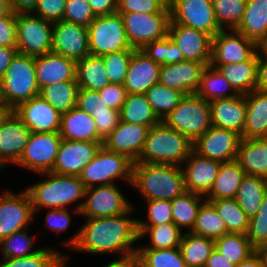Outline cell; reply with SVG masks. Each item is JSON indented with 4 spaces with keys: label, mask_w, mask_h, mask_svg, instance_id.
Returning a JSON list of instances; mask_svg holds the SVG:
<instances>
[{
    "label": "cell",
    "mask_w": 267,
    "mask_h": 267,
    "mask_svg": "<svg viewBox=\"0 0 267 267\" xmlns=\"http://www.w3.org/2000/svg\"><path fill=\"white\" fill-rule=\"evenodd\" d=\"M230 83L238 94H248L256 89L258 75L257 53L249 60L239 63L211 65Z\"/></svg>",
    "instance_id": "f546056e"
},
{
    "label": "cell",
    "mask_w": 267,
    "mask_h": 267,
    "mask_svg": "<svg viewBox=\"0 0 267 267\" xmlns=\"http://www.w3.org/2000/svg\"><path fill=\"white\" fill-rule=\"evenodd\" d=\"M170 13L167 0H118L117 13Z\"/></svg>",
    "instance_id": "11a10c76"
},
{
    "label": "cell",
    "mask_w": 267,
    "mask_h": 267,
    "mask_svg": "<svg viewBox=\"0 0 267 267\" xmlns=\"http://www.w3.org/2000/svg\"><path fill=\"white\" fill-rule=\"evenodd\" d=\"M179 248L187 267H204L215 244L213 239L184 231Z\"/></svg>",
    "instance_id": "8d00e7d4"
},
{
    "label": "cell",
    "mask_w": 267,
    "mask_h": 267,
    "mask_svg": "<svg viewBox=\"0 0 267 267\" xmlns=\"http://www.w3.org/2000/svg\"><path fill=\"white\" fill-rule=\"evenodd\" d=\"M212 126L232 130L242 136L246 119L245 95L209 102Z\"/></svg>",
    "instance_id": "484cf974"
},
{
    "label": "cell",
    "mask_w": 267,
    "mask_h": 267,
    "mask_svg": "<svg viewBox=\"0 0 267 267\" xmlns=\"http://www.w3.org/2000/svg\"><path fill=\"white\" fill-rule=\"evenodd\" d=\"M141 51L159 65L175 64L185 61L181 50L168 36L164 39L150 42Z\"/></svg>",
    "instance_id": "f907efd6"
},
{
    "label": "cell",
    "mask_w": 267,
    "mask_h": 267,
    "mask_svg": "<svg viewBox=\"0 0 267 267\" xmlns=\"http://www.w3.org/2000/svg\"><path fill=\"white\" fill-rule=\"evenodd\" d=\"M139 240L149 236L150 243L137 249H170L180 247L183 231L173 222L152 226H137ZM147 235V236H146Z\"/></svg>",
    "instance_id": "e575fe53"
},
{
    "label": "cell",
    "mask_w": 267,
    "mask_h": 267,
    "mask_svg": "<svg viewBox=\"0 0 267 267\" xmlns=\"http://www.w3.org/2000/svg\"><path fill=\"white\" fill-rule=\"evenodd\" d=\"M53 247H41L36 254L21 258L1 259L0 267H67L69 254Z\"/></svg>",
    "instance_id": "60d3db41"
},
{
    "label": "cell",
    "mask_w": 267,
    "mask_h": 267,
    "mask_svg": "<svg viewBox=\"0 0 267 267\" xmlns=\"http://www.w3.org/2000/svg\"><path fill=\"white\" fill-rule=\"evenodd\" d=\"M220 165V161L202 157L192 151L181 164L186 191L205 197L213 186Z\"/></svg>",
    "instance_id": "603a6c76"
},
{
    "label": "cell",
    "mask_w": 267,
    "mask_h": 267,
    "mask_svg": "<svg viewBox=\"0 0 267 267\" xmlns=\"http://www.w3.org/2000/svg\"><path fill=\"white\" fill-rule=\"evenodd\" d=\"M170 20L197 29L212 38L222 29L216 19L212 0H170Z\"/></svg>",
    "instance_id": "4fadbf2b"
},
{
    "label": "cell",
    "mask_w": 267,
    "mask_h": 267,
    "mask_svg": "<svg viewBox=\"0 0 267 267\" xmlns=\"http://www.w3.org/2000/svg\"><path fill=\"white\" fill-rule=\"evenodd\" d=\"M256 89L267 91V55H258V75Z\"/></svg>",
    "instance_id": "003e7915"
},
{
    "label": "cell",
    "mask_w": 267,
    "mask_h": 267,
    "mask_svg": "<svg viewBox=\"0 0 267 267\" xmlns=\"http://www.w3.org/2000/svg\"><path fill=\"white\" fill-rule=\"evenodd\" d=\"M98 92L108 107L117 111L121 110L127 96V91L123 85L113 83Z\"/></svg>",
    "instance_id": "94428289"
},
{
    "label": "cell",
    "mask_w": 267,
    "mask_h": 267,
    "mask_svg": "<svg viewBox=\"0 0 267 267\" xmlns=\"http://www.w3.org/2000/svg\"><path fill=\"white\" fill-rule=\"evenodd\" d=\"M134 51H118L102 55L110 83L123 85Z\"/></svg>",
    "instance_id": "816d5d0a"
},
{
    "label": "cell",
    "mask_w": 267,
    "mask_h": 267,
    "mask_svg": "<svg viewBox=\"0 0 267 267\" xmlns=\"http://www.w3.org/2000/svg\"><path fill=\"white\" fill-rule=\"evenodd\" d=\"M236 161L246 175L267 178V137L242 139Z\"/></svg>",
    "instance_id": "4dcf8cb0"
},
{
    "label": "cell",
    "mask_w": 267,
    "mask_h": 267,
    "mask_svg": "<svg viewBox=\"0 0 267 267\" xmlns=\"http://www.w3.org/2000/svg\"><path fill=\"white\" fill-rule=\"evenodd\" d=\"M132 187L143 200H173L186 192L181 166L133 162Z\"/></svg>",
    "instance_id": "3957f363"
},
{
    "label": "cell",
    "mask_w": 267,
    "mask_h": 267,
    "mask_svg": "<svg viewBox=\"0 0 267 267\" xmlns=\"http://www.w3.org/2000/svg\"><path fill=\"white\" fill-rule=\"evenodd\" d=\"M76 107L88 114L92 112L109 111L111 109L101 98L98 91L86 89H79Z\"/></svg>",
    "instance_id": "91938a15"
},
{
    "label": "cell",
    "mask_w": 267,
    "mask_h": 267,
    "mask_svg": "<svg viewBox=\"0 0 267 267\" xmlns=\"http://www.w3.org/2000/svg\"><path fill=\"white\" fill-rule=\"evenodd\" d=\"M241 140V135L235 131L211 126L193 142V151L221 163L230 162L236 160Z\"/></svg>",
    "instance_id": "2e32d148"
},
{
    "label": "cell",
    "mask_w": 267,
    "mask_h": 267,
    "mask_svg": "<svg viewBox=\"0 0 267 267\" xmlns=\"http://www.w3.org/2000/svg\"><path fill=\"white\" fill-rule=\"evenodd\" d=\"M16 13L0 17V46L16 48Z\"/></svg>",
    "instance_id": "6125c7cd"
},
{
    "label": "cell",
    "mask_w": 267,
    "mask_h": 267,
    "mask_svg": "<svg viewBox=\"0 0 267 267\" xmlns=\"http://www.w3.org/2000/svg\"><path fill=\"white\" fill-rule=\"evenodd\" d=\"M95 18L87 0H66L63 21L88 27Z\"/></svg>",
    "instance_id": "9f6ffc18"
},
{
    "label": "cell",
    "mask_w": 267,
    "mask_h": 267,
    "mask_svg": "<svg viewBox=\"0 0 267 267\" xmlns=\"http://www.w3.org/2000/svg\"><path fill=\"white\" fill-rule=\"evenodd\" d=\"M61 140L57 132H31L24 152L15 165L36 174L51 172Z\"/></svg>",
    "instance_id": "8fae6325"
},
{
    "label": "cell",
    "mask_w": 267,
    "mask_h": 267,
    "mask_svg": "<svg viewBox=\"0 0 267 267\" xmlns=\"http://www.w3.org/2000/svg\"><path fill=\"white\" fill-rule=\"evenodd\" d=\"M31 131L12 112L0 118V164L14 166L22 156Z\"/></svg>",
    "instance_id": "ac0fdd59"
},
{
    "label": "cell",
    "mask_w": 267,
    "mask_h": 267,
    "mask_svg": "<svg viewBox=\"0 0 267 267\" xmlns=\"http://www.w3.org/2000/svg\"><path fill=\"white\" fill-rule=\"evenodd\" d=\"M38 0H10L14 13H30L37 6Z\"/></svg>",
    "instance_id": "89a4df30"
},
{
    "label": "cell",
    "mask_w": 267,
    "mask_h": 267,
    "mask_svg": "<svg viewBox=\"0 0 267 267\" xmlns=\"http://www.w3.org/2000/svg\"><path fill=\"white\" fill-rule=\"evenodd\" d=\"M98 135L104 140L119 124L120 111L110 109L109 111L92 112Z\"/></svg>",
    "instance_id": "680465c9"
},
{
    "label": "cell",
    "mask_w": 267,
    "mask_h": 267,
    "mask_svg": "<svg viewBox=\"0 0 267 267\" xmlns=\"http://www.w3.org/2000/svg\"><path fill=\"white\" fill-rule=\"evenodd\" d=\"M76 81L80 89L99 91L110 84L101 56L89 54L76 62Z\"/></svg>",
    "instance_id": "d6a6232c"
},
{
    "label": "cell",
    "mask_w": 267,
    "mask_h": 267,
    "mask_svg": "<svg viewBox=\"0 0 267 267\" xmlns=\"http://www.w3.org/2000/svg\"><path fill=\"white\" fill-rule=\"evenodd\" d=\"M59 134L63 140L103 142L98 135L94 118L78 107L61 114Z\"/></svg>",
    "instance_id": "83f0119b"
},
{
    "label": "cell",
    "mask_w": 267,
    "mask_h": 267,
    "mask_svg": "<svg viewBox=\"0 0 267 267\" xmlns=\"http://www.w3.org/2000/svg\"><path fill=\"white\" fill-rule=\"evenodd\" d=\"M245 176L246 173L236 160L221 163L213 186L205 196V199L235 198Z\"/></svg>",
    "instance_id": "1f68e13d"
},
{
    "label": "cell",
    "mask_w": 267,
    "mask_h": 267,
    "mask_svg": "<svg viewBox=\"0 0 267 267\" xmlns=\"http://www.w3.org/2000/svg\"><path fill=\"white\" fill-rule=\"evenodd\" d=\"M40 175L44 177L43 180L25 189L31 200L34 214L39 212V208L65 209L72 203L78 202L73 213L76 212L79 215L86 193V187L79 176L59 175L53 172Z\"/></svg>",
    "instance_id": "7a4b0ae2"
},
{
    "label": "cell",
    "mask_w": 267,
    "mask_h": 267,
    "mask_svg": "<svg viewBox=\"0 0 267 267\" xmlns=\"http://www.w3.org/2000/svg\"><path fill=\"white\" fill-rule=\"evenodd\" d=\"M12 112L31 132H57L61 114L41 96L20 103Z\"/></svg>",
    "instance_id": "44dd1931"
},
{
    "label": "cell",
    "mask_w": 267,
    "mask_h": 267,
    "mask_svg": "<svg viewBox=\"0 0 267 267\" xmlns=\"http://www.w3.org/2000/svg\"><path fill=\"white\" fill-rule=\"evenodd\" d=\"M267 192V178L246 175L238 188L235 200L245 214L252 218L259 210Z\"/></svg>",
    "instance_id": "d590c367"
},
{
    "label": "cell",
    "mask_w": 267,
    "mask_h": 267,
    "mask_svg": "<svg viewBox=\"0 0 267 267\" xmlns=\"http://www.w3.org/2000/svg\"><path fill=\"white\" fill-rule=\"evenodd\" d=\"M205 200L204 196L188 191L171 200L173 223L181 231L187 228L188 232H191L196 222L198 210Z\"/></svg>",
    "instance_id": "ab89813d"
},
{
    "label": "cell",
    "mask_w": 267,
    "mask_h": 267,
    "mask_svg": "<svg viewBox=\"0 0 267 267\" xmlns=\"http://www.w3.org/2000/svg\"><path fill=\"white\" fill-rule=\"evenodd\" d=\"M35 58L17 53L0 80V105L12 111L20 103L39 95Z\"/></svg>",
    "instance_id": "5b68a950"
},
{
    "label": "cell",
    "mask_w": 267,
    "mask_h": 267,
    "mask_svg": "<svg viewBox=\"0 0 267 267\" xmlns=\"http://www.w3.org/2000/svg\"><path fill=\"white\" fill-rule=\"evenodd\" d=\"M2 169H4V168H3V166L0 164V172H1Z\"/></svg>",
    "instance_id": "b9fcfbb0"
},
{
    "label": "cell",
    "mask_w": 267,
    "mask_h": 267,
    "mask_svg": "<svg viewBox=\"0 0 267 267\" xmlns=\"http://www.w3.org/2000/svg\"><path fill=\"white\" fill-rule=\"evenodd\" d=\"M161 65L148 58L141 50L132 53L125 82L127 94H145L159 83Z\"/></svg>",
    "instance_id": "d4e9b609"
},
{
    "label": "cell",
    "mask_w": 267,
    "mask_h": 267,
    "mask_svg": "<svg viewBox=\"0 0 267 267\" xmlns=\"http://www.w3.org/2000/svg\"><path fill=\"white\" fill-rule=\"evenodd\" d=\"M128 42L134 50H141L153 41L168 35L170 13H119Z\"/></svg>",
    "instance_id": "30bf717a"
},
{
    "label": "cell",
    "mask_w": 267,
    "mask_h": 267,
    "mask_svg": "<svg viewBox=\"0 0 267 267\" xmlns=\"http://www.w3.org/2000/svg\"><path fill=\"white\" fill-rule=\"evenodd\" d=\"M120 121L150 128L161 122L154 114L145 94H127L120 110Z\"/></svg>",
    "instance_id": "74e56055"
},
{
    "label": "cell",
    "mask_w": 267,
    "mask_h": 267,
    "mask_svg": "<svg viewBox=\"0 0 267 267\" xmlns=\"http://www.w3.org/2000/svg\"><path fill=\"white\" fill-rule=\"evenodd\" d=\"M193 151V142L163 122L149 129L144 149L136 162L181 166Z\"/></svg>",
    "instance_id": "277c9868"
},
{
    "label": "cell",
    "mask_w": 267,
    "mask_h": 267,
    "mask_svg": "<svg viewBox=\"0 0 267 267\" xmlns=\"http://www.w3.org/2000/svg\"><path fill=\"white\" fill-rule=\"evenodd\" d=\"M214 244L215 249L236 266L255 253L247 235L241 233H227L214 240Z\"/></svg>",
    "instance_id": "ee69618b"
},
{
    "label": "cell",
    "mask_w": 267,
    "mask_h": 267,
    "mask_svg": "<svg viewBox=\"0 0 267 267\" xmlns=\"http://www.w3.org/2000/svg\"><path fill=\"white\" fill-rule=\"evenodd\" d=\"M150 127L120 121L104 139L103 146L109 151L127 156L136 162L144 149Z\"/></svg>",
    "instance_id": "7402d4cb"
},
{
    "label": "cell",
    "mask_w": 267,
    "mask_h": 267,
    "mask_svg": "<svg viewBox=\"0 0 267 267\" xmlns=\"http://www.w3.org/2000/svg\"><path fill=\"white\" fill-rule=\"evenodd\" d=\"M95 16H105L117 12L118 0H87Z\"/></svg>",
    "instance_id": "e7e4bbea"
},
{
    "label": "cell",
    "mask_w": 267,
    "mask_h": 267,
    "mask_svg": "<svg viewBox=\"0 0 267 267\" xmlns=\"http://www.w3.org/2000/svg\"><path fill=\"white\" fill-rule=\"evenodd\" d=\"M191 233L216 240L227 234L228 231L224 220L217 213L215 207L205 200L198 210Z\"/></svg>",
    "instance_id": "7bdbcfd3"
},
{
    "label": "cell",
    "mask_w": 267,
    "mask_h": 267,
    "mask_svg": "<svg viewBox=\"0 0 267 267\" xmlns=\"http://www.w3.org/2000/svg\"><path fill=\"white\" fill-rule=\"evenodd\" d=\"M210 63L183 61L161 65L159 83L168 88L181 91L184 95L196 93L202 74Z\"/></svg>",
    "instance_id": "cb8c5ba5"
},
{
    "label": "cell",
    "mask_w": 267,
    "mask_h": 267,
    "mask_svg": "<svg viewBox=\"0 0 267 267\" xmlns=\"http://www.w3.org/2000/svg\"><path fill=\"white\" fill-rule=\"evenodd\" d=\"M196 94L208 102L238 95L224 76L211 65L205 68Z\"/></svg>",
    "instance_id": "b9f144b4"
},
{
    "label": "cell",
    "mask_w": 267,
    "mask_h": 267,
    "mask_svg": "<svg viewBox=\"0 0 267 267\" xmlns=\"http://www.w3.org/2000/svg\"><path fill=\"white\" fill-rule=\"evenodd\" d=\"M246 119L242 139L267 137V91L258 89L245 94Z\"/></svg>",
    "instance_id": "f1b7e54d"
},
{
    "label": "cell",
    "mask_w": 267,
    "mask_h": 267,
    "mask_svg": "<svg viewBox=\"0 0 267 267\" xmlns=\"http://www.w3.org/2000/svg\"><path fill=\"white\" fill-rule=\"evenodd\" d=\"M31 200L26 190L0 194V240L17 231L29 228L34 218Z\"/></svg>",
    "instance_id": "5bb4252c"
},
{
    "label": "cell",
    "mask_w": 267,
    "mask_h": 267,
    "mask_svg": "<svg viewBox=\"0 0 267 267\" xmlns=\"http://www.w3.org/2000/svg\"><path fill=\"white\" fill-rule=\"evenodd\" d=\"M132 174V160L123 154L109 151L102 145L95 157L83 168L79 178L86 188L116 184L115 181L119 179L132 185Z\"/></svg>",
    "instance_id": "8992f818"
},
{
    "label": "cell",
    "mask_w": 267,
    "mask_h": 267,
    "mask_svg": "<svg viewBox=\"0 0 267 267\" xmlns=\"http://www.w3.org/2000/svg\"><path fill=\"white\" fill-rule=\"evenodd\" d=\"M17 53V48L0 46V80L4 77L7 68Z\"/></svg>",
    "instance_id": "03108f58"
},
{
    "label": "cell",
    "mask_w": 267,
    "mask_h": 267,
    "mask_svg": "<svg viewBox=\"0 0 267 267\" xmlns=\"http://www.w3.org/2000/svg\"><path fill=\"white\" fill-rule=\"evenodd\" d=\"M35 236H30L27 229L17 231L0 240V253L2 259L21 258L36 254L41 248L34 249Z\"/></svg>",
    "instance_id": "681fc988"
},
{
    "label": "cell",
    "mask_w": 267,
    "mask_h": 267,
    "mask_svg": "<svg viewBox=\"0 0 267 267\" xmlns=\"http://www.w3.org/2000/svg\"><path fill=\"white\" fill-rule=\"evenodd\" d=\"M255 253L259 256L262 266L267 267V243L258 246L255 249Z\"/></svg>",
    "instance_id": "34e18365"
},
{
    "label": "cell",
    "mask_w": 267,
    "mask_h": 267,
    "mask_svg": "<svg viewBox=\"0 0 267 267\" xmlns=\"http://www.w3.org/2000/svg\"><path fill=\"white\" fill-rule=\"evenodd\" d=\"M204 267H236V265L214 249Z\"/></svg>",
    "instance_id": "a7ac6f4b"
},
{
    "label": "cell",
    "mask_w": 267,
    "mask_h": 267,
    "mask_svg": "<svg viewBox=\"0 0 267 267\" xmlns=\"http://www.w3.org/2000/svg\"><path fill=\"white\" fill-rule=\"evenodd\" d=\"M247 237L255 249L267 243V192L258 212L250 218Z\"/></svg>",
    "instance_id": "db71d44e"
},
{
    "label": "cell",
    "mask_w": 267,
    "mask_h": 267,
    "mask_svg": "<svg viewBox=\"0 0 267 267\" xmlns=\"http://www.w3.org/2000/svg\"><path fill=\"white\" fill-rule=\"evenodd\" d=\"M145 96L154 114L162 122L179 105L185 95L181 91L156 83L145 93Z\"/></svg>",
    "instance_id": "f6af8a7d"
},
{
    "label": "cell",
    "mask_w": 267,
    "mask_h": 267,
    "mask_svg": "<svg viewBox=\"0 0 267 267\" xmlns=\"http://www.w3.org/2000/svg\"><path fill=\"white\" fill-rule=\"evenodd\" d=\"M147 220L137 219V226L160 225L173 222L171 200H145Z\"/></svg>",
    "instance_id": "f5cc1de1"
},
{
    "label": "cell",
    "mask_w": 267,
    "mask_h": 267,
    "mask_svg": "<svg viewBox=\"0 0 267 267\" xmlns=\"http://www.w3.org/2000/svg\"><path fill=\"white\" fill-rule=\"evenodd\" d=\"M215 19L222 30L236 29L245 12L247 0H212Z\"/></svg>",
    "instance_id": "c3c4849f"
},
{
    "label": "cell",
    "mask_w": 267,
    "mask_h": 267,
    "mask_svg": "<svg viewBox=\"0 0 267 267\" xmlns=\"http://www.w3.org/2000/svg\"><path fill=\"white\" fill-rule=\"evenodd\" d=\"M66 0H38L33 14L51 22L61 21L64 16Z\"/></svg>",
    "instance_id": "6f0895ef"
},
{
    "label": "cell",
    "mask_w": 267,
    "mask_h": 267,
    "mask_svg": "<svg viewBox=\"0 0 267 267\" xmlns=\"http://www.w3.org/2000/svg\"><path fill=\"white\" fill-rule=\"evenodd\" d=\"M89 51L102 56L118 51H135L128 42L122 17L119 13L97 16L88 26Z\"/></svg>",
    "instance_id": "9c48e42d"
},
{
    "label": "cell",
    "mask_w": 267,
    "mask_h": 267,
    "mask_svg": "<svg viewBox=\"0 0 267 267\" xmlns=\"http://www.w3.org/2000/svg\"><path fill=\"white\" fill-rule=\"evenodd\" d=\"M37 85L44 86L63 81H76V62L50 52L35 57Z\"/></svg>",
    "instance_id": "4316f807"
},
{
    "label": "cell",
    "mask_w": 267,
    "mask_h": 267,
    "mask_svg": "<svg viewBox=\"0 0 267 267\" xmlns=\"http://www.w3.org/2000/svg\"><path fill=\"white\" fill-rule=\"evenodd\" d=\"M209 201L217 213L224 220L228 233H241L247 235L250 218L238 205L235 198H226Z\"/></svg>",
    "instance_id": "bcb514c9"
},
{
    "label": "cell",
    "mask_w": 267,
    "mask_h": 267,
    "mask_svg": "<svg viewBox=\"0 0 267 267\" xmlns=\"http://www.w3.org/2000/svg\"><path fill=\"white\" fill-rule=\"evenodd\" d=\"M133 210L134 207L127 213L112 217L85 218L84 225L62 244L69 250L92 255L115 253L119 258L135 255L139 233L137 218L130 215Z\"/></svg>",
    "instance_id": "6da1fadb"
},
{
    "label": "cell",
    "mask_w": 267,
    "mask_h": 267,
    "mask_svg": "<svg viewBox=\"0 0 267 267\" xmlns=\"http://www.w3.org/2000/svg\"><path fill=\"white\" fill-rule=\"evenodd\" d=\"M51 52L75 62L88 56V27L63 20L54 22Z\"/></svg>",
    "instance_id": "e0dca14e"
},
{
    "label": "cell",
    "mask_w": 267,
    "mask_h": 267,
    "mask_svg": "<svg viewBox=\"0 0 267 267\" xmlns=\"http://www.w3.org/2000/svg\"><path fill=\"white\" fill-rule=\"evenodd\" d=\"M181 50L184 60L211 62L212 37L207 33L169 21L167 35Z\"/></svg>",
    "instance_id": "ffe728a7"
},
{
    "label": "cell",
    "mask_w": 267,
    "mask_h": 267,
    "mask_svg": "<svg viewBox=\"0 0 267 267\" xmlns=\"http://www.w3.org/2000/svg\"><path fill=\"white\" fill-rule=\"evenodd\" d=\"M257 53L256 42L235 29L221 30L212 38L210 65L239 63Z\"/></svg>",
    "instance_id": "9a60e30c"
},
{
    "label": "cell",
    "mask_w": 267,
    "mask_h": 267,
    "mask_svg": "<svg viewBox=\"0 0 267 267\" xmlns=\"http://www.w3.org/2000/svg\"><path fill=\"white\" fill-rule=\"evenodd\" d=\"M257 55H267V32L256 43Z\"/></svg>",
    "instance_id": "11e5206c"
},
{
    "label": "cell",
    "mask_w": 267,
    "mask_h": 267,
    "mask_svg": "<svg viewBox=\"0 0 267 267\" xmlns=\"http://www.w3.org/2000/svg\"><path fill=\"white\" fill-rule=\"evenodd\" d=\"M103 267H138V259L136 254L130 255L113 260Z\"/></svg>",
    "instance_id": "2644e50d"
},
{
    "label": "cell",
    "mask_w": 267,
    "mask_h": 267,
    "mask_svg": "<svg viewBox=\"0 0 267 267\" xmlns=\"http://www.w3.org/2000/svg\"><path fill=\"white\" fill-rule=\"evenodd\" d=\"M71 219V214L69 213L68 208H51L46 215L45 225L51 231H55L59 234L60 232H63L69 228L72 221Z\"/></svg>",
    "instance_id": "be15d7a7"
},
{
    "label": "cell",
    "mask_w": 267,
    "mask_h": 267,
    "mask_svg": "<svg viewBox=\"0 0 267 267\" xmlns=\"http://www.w3.org/2000/svg\"><path fill=\"white\" fill-rule=\"evenodd\" d=\"M103 142L61 140L51 172L59 175L79 176L83 168L95 157Z\"/></svg>",
    "instance_id": "d6986e66"
},
{
    "label": "cell",
    "mask_w": 267,
    "mask_h": 267,
    "mask_svg": "<svg viewBox=\"0 0 267 267\" xmlns=\"http://www.w3.org/2000/svg\"><path fill=\"white\" fill-rule=\"evenodd\" d=\"M138 267H187L180 248L137 249Z\"/></svg>",
    "instance_id": "7dc6e473"
},
{
    "label": "cell",
    "mask_w": 267,
    "mask_h": 267,
    "mask_svg": "<svg viewBox=\"0 0 267 267\" xmlns=\"http://www.w3.org/2000/svg\"><path fill=\"white\" fill-rule=\"evenodd\" d=\"M162 122L194 142L212 126L210 103L196 93L185 95Z\"/></svg>",
    "instance_id": "52a82bcc"
},
{
    "label": "cell",
    "mask_w": 267,
    "mask_h": 267,
    "mask_svg": "<svg viewBox=\"0 0 267 267\" xmlns=\"http://www.w3.org/2000/svg\"><path fill=\"white\" fill-rule=\"evenodd\" d=\"M236 267H263L259 256L254 253Z\"/></svg>",
    "instance_id": "8c879c8a"
},
{
    "label": "cell",
    "mask_w": 267,
    "mask_h": 267,
    "mask_svg": "<svg viewBox=\"0 0 267 267\" xmlns=\"http://www.w3.org/2000/svg\"><path fill=\"white\" fill-rule=\"evenodd\" d=\"M79 89L77 81H63L42 87L39 96L63 114L77 106Z\"/></svg>",
    "instance_id": "f35d334b"
},
{
    "label": "cell",
    "mask_w": 267,
    "mask_h": 267,
    "mask_svg": "<svg viewBox=\"0 0 267 267\" xmlns=\"http://www.w3.org/2000/svg\"><path fill=\"white\" fill-rule=\"evenodd\" d=\"M84 199L80 215L85 218L117 216L134 207L116 184L86 188Z\"/></svg>",
    "instance_id": "7c38bea8"
},
{
    "label": "cell",
    "mask_w": 267,
    "mask_h": 267,
    "mask_svg": "<svg viewBox=\"0 0 267 267\" xmlns=\"http://www.w3.org/2000/svg\"><path fill=\"white\" fill-rule=\"evenodd\" d=\"M235 30L257 43L267 32V0H247L243 18Z\"/></svg>",
    "instance_id": "836d02e7"
},
{
    "label": "cell",
    "mask_w": 267,
    "mask_h": 267,
    "mask_svg": "<svg viewBox=\"0 0 267 267\" xmlns=\"http://www.w3.org/2000/svg\"><path fill=\"white\" fill-rule=\"evenodd\" d=\"M6 112V110L0 105V118Z\"/></svg>",
    "instance_id": "2a66077c"
},
{
    "label": "cell",
    "mask_w": 267,
    "mask_h": 267,
    "mask_svg": "<svg viewBox=\"0 0 267 267\" xmlns=\"http://www.w3.org/2000/svg\"><path fill=\"white\" fill-rule=\"evenodd\" d=\"M53 24L30 13L16 14V48L19 54L38 57L52 51Z\"/></svg>",
    "instance_id": "ba28073f"
},
{
    "label": "cell",
    "mask_w": 267,
    "mask_h": 267,
    "mask_svg": "<svg viewBox=\"0 0 267 267\" xmlns=\"http://www.w3.org/2000/svg\"><path fill=\"white\" fill-rule=\"evenodd\" d=\"M13 13L10 0H0V17L10 16Z\"/></svg>",
    "instance_id": "753ad0ef"
}]
</instances>
